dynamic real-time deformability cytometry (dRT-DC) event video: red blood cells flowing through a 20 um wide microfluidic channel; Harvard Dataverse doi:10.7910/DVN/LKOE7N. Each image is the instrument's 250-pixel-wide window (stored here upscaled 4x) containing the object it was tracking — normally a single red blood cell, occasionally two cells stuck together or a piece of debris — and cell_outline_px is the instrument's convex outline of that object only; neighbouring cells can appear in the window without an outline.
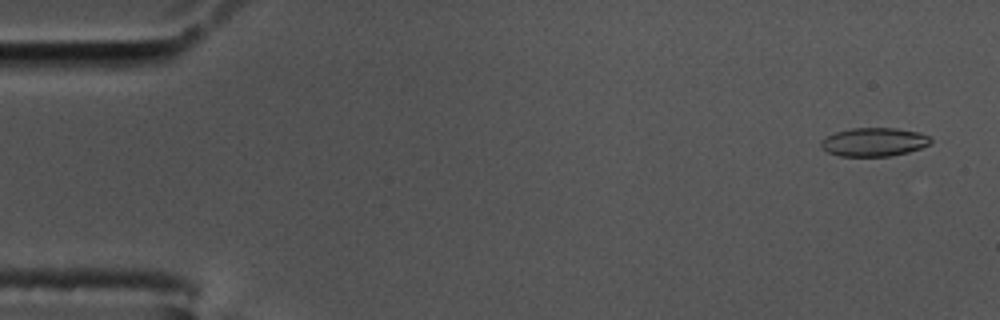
{"species": "common noctule bat (a hibernating species)", "species_latin": "Nyctalus noctula", "temperature_condition": "cold", "stored_images_in_passage": 58, "camera_frame_rate_fps": 3000, "um_per_image_px": 0.085, "animal": {"sex": "male", "body_mass_g": 17.5, "forearm_length_mm": 52.3}, "frame": {"image": 1, "passage_image": 3, "time_ms": 0.667, "image_size_px": [1000, 320], "cell_outline_px": [[932, 140], [928, 144], [920, 148], [908, 152], [892, 156], [840, 156], [828, 152], [820, 148], [820, 140], [836, 132], [852, 128], [896, 128], [920, 132], [928, 136]], "centroid_in_image_um": [74.27, 12.07], "position_along_channel_um": 10.7, "area_um2": 18.26}}
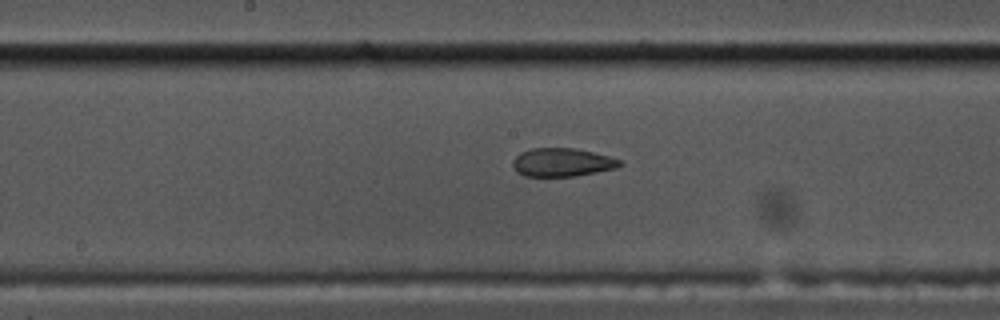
{"frame": {"image": 2, "passage_image": 30, "time_ms": 9.667, "image_size_px": [1000, 320], "cell_outline_px": [[624, 164], [616, 168], [576, 176], [524, 176], [516, 172], [512, 168], [512, 160], [520, 152], [532, 148], [576, 148], [608, 156], [620, 160]], "centroid_in_image_um": [47.74, 13.8], "position_along_channel_um": 200.5, "area_um2": 17.8}}
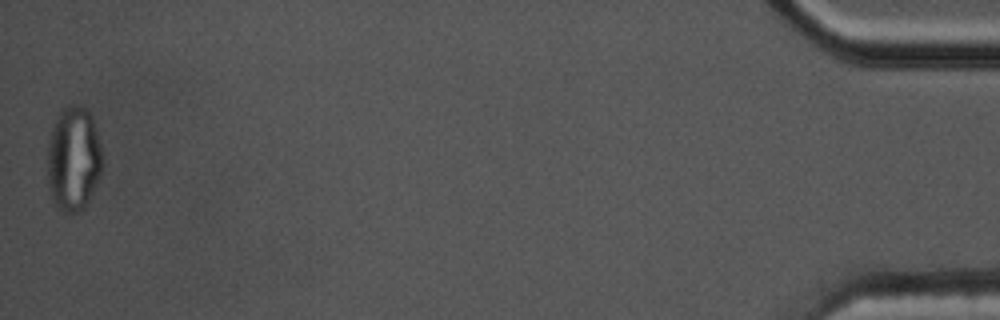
{"frame": {"image": 3, "passage_image": 58, "time_ms": 19.0, "image_size_px": [1000, 320], "cell_outline_px": [[100, 172], [92, 192], [84, 208], [80, 212], [68, 212], [60, 208], [52, 200], [48, 184], [48, 144], [52, 128], [60, 112], [64, 108], [72, 104], [76, 104], [84, 108], [92, 116], [100, 144]], "centroid_in_image_um": [6.23, 13.49], "position_along_channel_um": 429.0, "area_um2": 32.71}, "authors_computed_cell_mechanics": {"area_um2": 18.785, "velocity_mm_per_s": 3.4674, "shape_relaxation_time_tau1_ms": null, "shape_relaxation_time_tau2_ms": 1.9434, "deformation_change_tau1": null, "deformation_change_tau2": 0.0881}}